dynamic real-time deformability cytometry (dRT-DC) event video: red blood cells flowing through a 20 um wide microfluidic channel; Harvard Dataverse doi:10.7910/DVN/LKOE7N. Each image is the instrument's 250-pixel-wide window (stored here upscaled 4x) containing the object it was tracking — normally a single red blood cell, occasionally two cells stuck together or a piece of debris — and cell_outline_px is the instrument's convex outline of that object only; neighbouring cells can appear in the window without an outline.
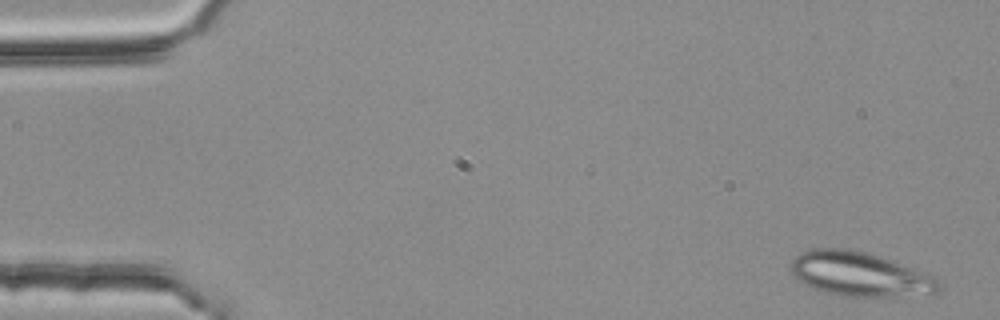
{"species": "common noctule bat (a hibernating species)", "species_latin": "Nyctalus noctula", "temperature_condition": "room temperature", "stored_images_in_passage": 4, "camera_frame_rate_fps": 3000, "um_per_image_px": 0.085, "animal": {"sex": "female", "body_mass_g": 25.1}, "frame": {"image": 1, "passage_image": 1, "time_ms": 0.0, "image_size_px": [1000, 320], "cell_outline_px": [[944, 288], [936, 292], [888, 296], [844, 296], [824, 292], [812, 288], [800, 280], [792, 272], [792, 260], [800, 252], [812, 248], [848, 248], [864, 252], [936, 276], [944, 284]], "centroid_in_image_um": [73.1, 23.3], "position_along_channel_um": 11.9, "area_um2": 37.63}}